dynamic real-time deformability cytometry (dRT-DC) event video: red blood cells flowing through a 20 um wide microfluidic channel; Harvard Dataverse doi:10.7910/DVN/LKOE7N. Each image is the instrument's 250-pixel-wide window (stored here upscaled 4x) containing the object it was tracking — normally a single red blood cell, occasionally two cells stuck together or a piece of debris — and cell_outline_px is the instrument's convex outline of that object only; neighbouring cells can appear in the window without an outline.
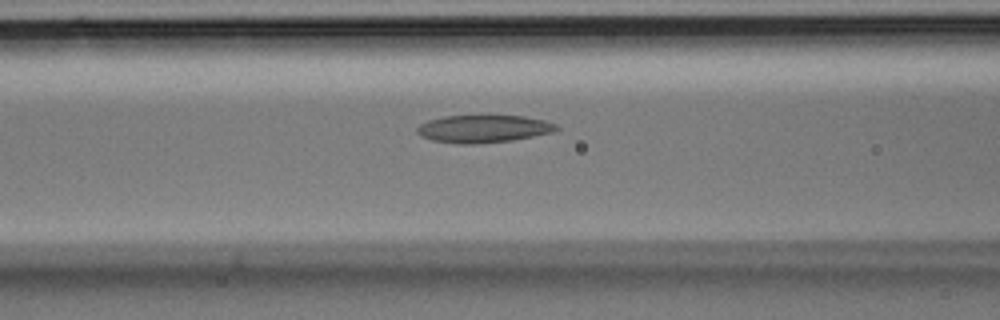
{"species": "Egyptian fruit bat (a non-hibernating species)", "species_latin": "Rousettus aegyptiacus", "temperature_condition": "room temperature", "stored_images_in_passage": 37, "camera_frame_rate_fps": 3000, "um_per_image_px": 0.085, "animal": {"sex": "male"}, "frame": {"image": 1, "passage_image": 15, "time_ms": 4.667, "image_size_px": [1000, 320], "cell_outline_px": [[560, 128], [552, 132], [512, 140], [476, 144], [456, 144], [432, 140], [420, 136], [416, 132], [416, 128], [420, 124], [428, 120], [444, 116], [524, 116], [544, 120], [556, 124]], "centroid_in_image_um": [41.05, 10.95], "position_along_channel_um": 125.6, "area_um2": 22.37}}
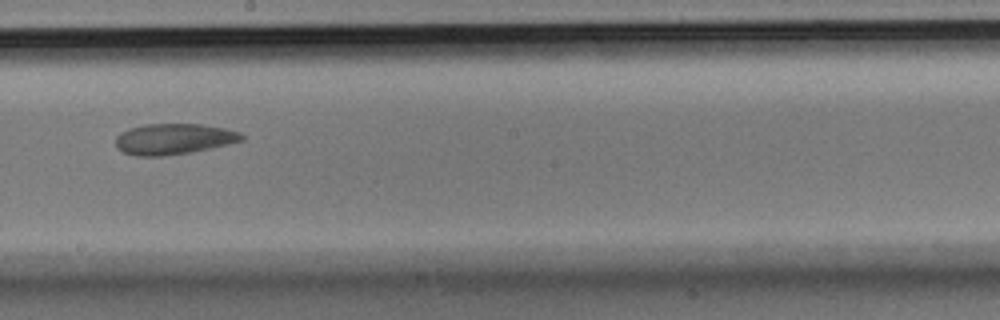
{"frame": {"image": 2, "passage_image": 21, "time_ms": 6.667, "image_size_px": [1000, 320], "cell_outline_px": [[244, 140], [228, 144], [192, 152], [164, 156], [136, 156], [124, 152], [116, 148], [116, 136], [120, 132], [128, 128], [144, 124], [200, 124], [224, 128], [240, 132], [244, 136]], "centroid_in_image_um": [14.74, 11.81], "position_along_channel_um": 233.5, "area_um2": 22.77}}
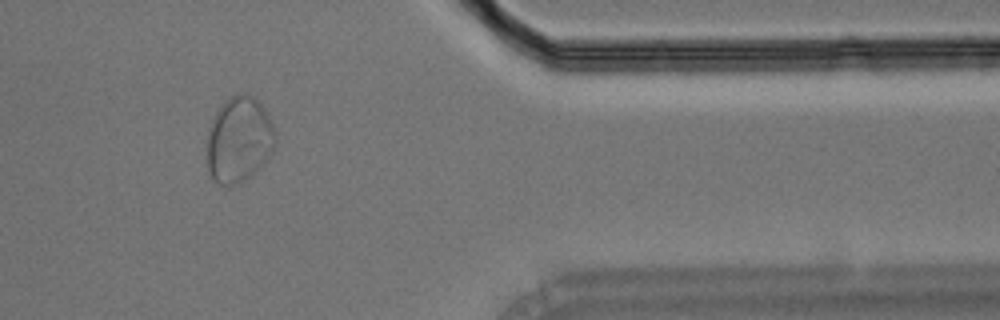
{"frame": {"image": 3, "passage_image": 31, "time_ms": 10.0, "image_size_px": [1000, 320], "cell_outline_px": [[276, 144], [272, 152], [244, 180], [236, 184], [220, 184], [208, 172], [208, 128], [216, 112], [224, 100], [240, 92], [248, 92], [264, 108], [276, 132]], "centroid_in_image_um": [20.31, 11.81], "position_along_channel_um": 391.1, "area_um2": 33.64}}